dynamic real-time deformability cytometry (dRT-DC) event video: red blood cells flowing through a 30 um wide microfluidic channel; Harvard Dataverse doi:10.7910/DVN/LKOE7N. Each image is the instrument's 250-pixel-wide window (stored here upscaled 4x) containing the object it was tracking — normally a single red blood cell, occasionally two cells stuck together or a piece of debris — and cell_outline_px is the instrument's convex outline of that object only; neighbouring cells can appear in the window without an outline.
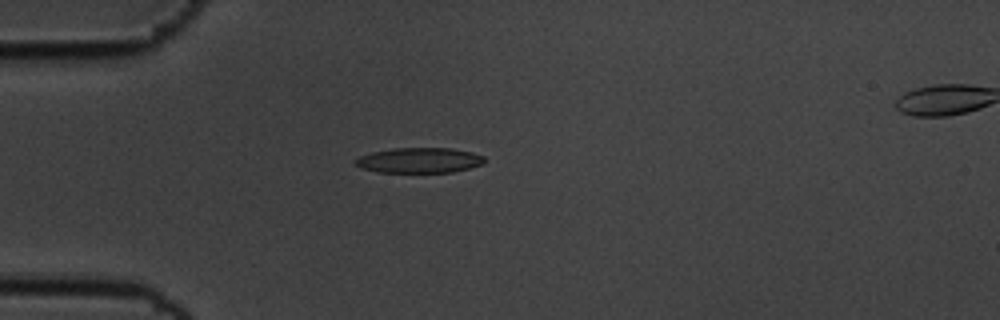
{"species": "common noctule bat (a hibernating species)", "species_latin": "Nyctalus noctula", "temperature_condition": "cold", "stored_images_in_passage": 42, "camera_frame_rate_fps": 3000, "um_per_image_px": 0.085, "animal": {"sex": "male", "body_mass_g": 19.5, "forearm_length_mm": 54.6}, "frame": {"image": 1, "passage_image": 1, "time_ms": 0.0, "image_size_px": [1000, 320], "cell_outline_px": [[484, 160], [480, 164], [468, 168], [452, 172], [380, 172], [360, 168], [352, 164], [360, 156], [372, 152], [392, 148], [452, 148], [472, 152], [484, 156]], "centroid_in_image_um": [35.6, 13.62], "position_along_channel_um": 49.4, "area_um2": 18.9}}
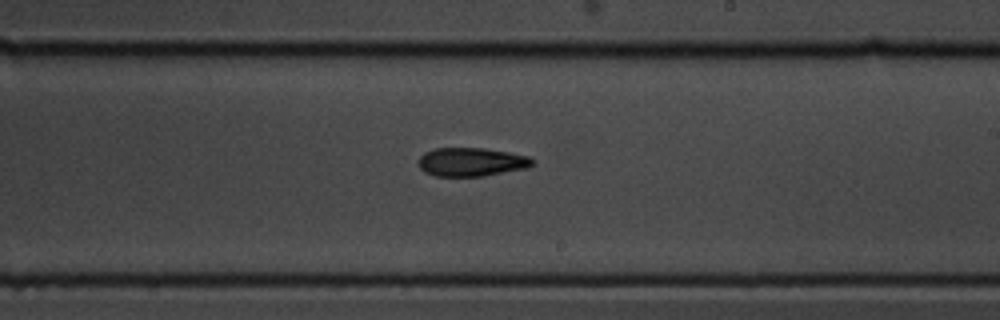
{"frame": {"image": 2, "passage_image": 19, "time_ms": 6.0, "image_size_px": [1000, 320], "cell_outline_px": [[536, 160], [528, 168], [484, 176], [436, 176], [424, 172], [420, 168], [420, 156], [424, 152], [436, 148], [484, 148], [508, 152], [528, 156]], "centroid_in_image_um": [40.09, 13.77], "position_along_channel_um": 248.9, "area_um2": 19.02}}
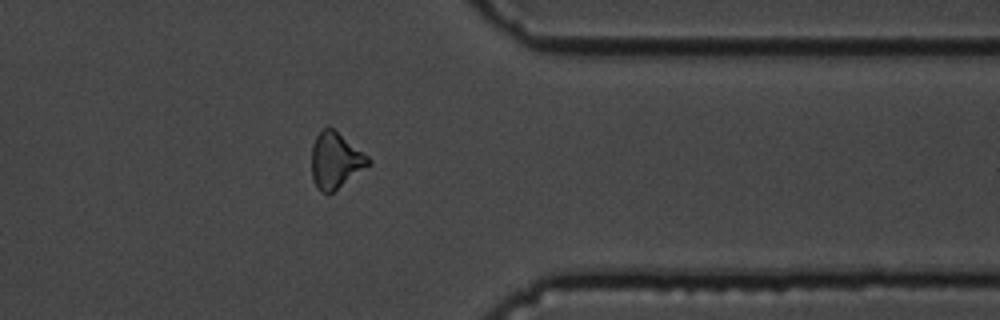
{"frame": {"image": 3, "passage_image": 31, "time_ms": 10.0, "image_size_px": [1000, 320], "cell_outline_px": [[372, 164], [328, 196], [320, 192], [316, 188], [312, 180], [312, 144], [316, 136], [328, 124], [368, 156], [372, 160]], "centroid_in_image_um": [28.51, 13.67], "position_along_channel_um": 382.9, "area_um2": 18.9}, "authors_computed_cell_mechanics": {"area_um2": 18.9006, "velocity_mm_per_s": 3.5598, "shape_relaxation_time_tau1_ms": 6.0154, "shape_relaxation_time_tau2_ms": 4.1062, "deformation_change_tau1": 0.1564, "deformation_change_tau2": 0.1347}}